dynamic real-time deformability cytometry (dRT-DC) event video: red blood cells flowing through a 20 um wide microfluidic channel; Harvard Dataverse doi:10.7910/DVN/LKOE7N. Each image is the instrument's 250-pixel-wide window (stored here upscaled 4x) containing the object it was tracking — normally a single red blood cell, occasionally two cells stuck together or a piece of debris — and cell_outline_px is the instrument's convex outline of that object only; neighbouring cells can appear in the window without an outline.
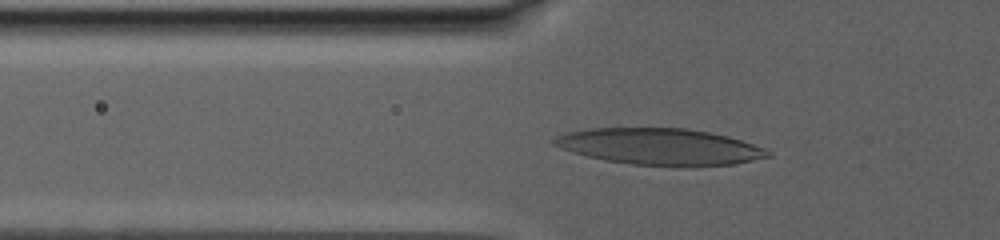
{"species": "human", "species_latin": "Homo sapiens", "temperature_condition": "warm", "stored_images_in_passage": 13, "camera_frame_rate_fps": 3000, "um_per_image_px": 0.085, "donor": {"sex": "male"}, "frame": {"image": 1, "passage_image": 10, "time_ms": 8.0, "image_size_px": [1000, 240], "cell_outline_px": [[772, 156], [732, 164], [684, 168], [680, 168], [632, 164], [604, 160], [572, 152], [560, 148], [552, 144], [552, 140], [556, 136], [568, 132], [592, 128], [684, 128], [708, 132], [728, 136], [764, 148], [772, 152]], "centroid_in_image_um": [56.1, 12.48], "position_along_channel_um": 69.7, "area_um2": 45.78}}